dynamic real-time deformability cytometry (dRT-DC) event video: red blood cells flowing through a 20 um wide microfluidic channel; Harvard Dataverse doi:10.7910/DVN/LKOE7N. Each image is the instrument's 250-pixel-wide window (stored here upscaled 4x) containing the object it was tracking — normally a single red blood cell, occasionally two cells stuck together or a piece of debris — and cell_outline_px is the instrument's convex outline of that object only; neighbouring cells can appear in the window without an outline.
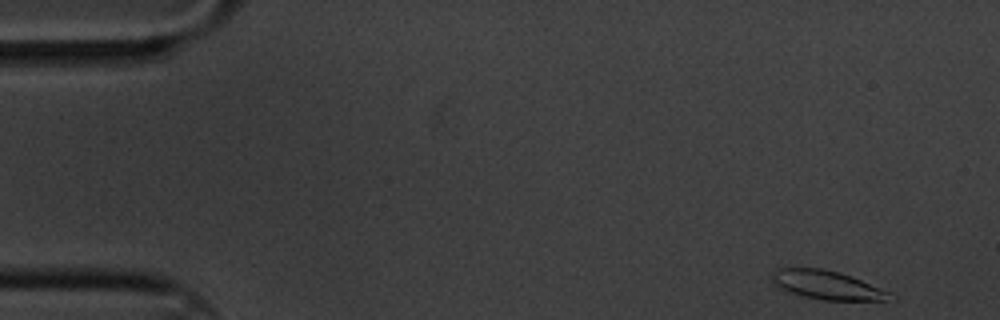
{"species": "common noctule bat (a hibernating species)", "species_latin": "Nyctalus noctula", "temperature_condition": "cold", "stored_images_in_passage": 6, "camera_frame_rate_fps": 3000, "um_per_image_px": 0.085, "animal": {"sex": "male", "body_mass_g": 20.1, "forearm_length_mm": 53.5}, "frame": {"image": 1, "passage_image": 1, "time_ms": 0.0, "image_size_px": [1000, 320], "cell_outline_px": [[896, 300], [824, 300], [804, 296], [780, 288], [772, 284], [772, 272], [776, 268], [824, 268], [840, 272], [852, 276], [888, 292], [896, 296]], "centroid_in_image_um": [70.29, 24.22], "position_along_channel_um": 14.7, "area_um2": 19.71}}
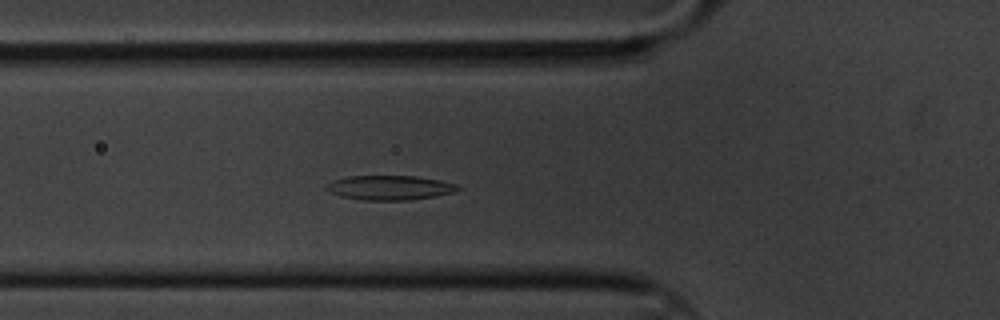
{"frame": {"image": 2, "passage_image": 6, "time_ms": 1.667, "image_size_px": [1000, 320], "cell_outline_px": [[460, 188], [456, 192], [408, 200], [360, 200], [340, 196], [328, 192], [324, 188], [332, 180], [348, 176], [416, 176], [440, 180], [456, 184]], "centroid_in_image_um": [33.08, 15.95], "position_along_channel_um": 92.7, "area_um2": 18.79}}